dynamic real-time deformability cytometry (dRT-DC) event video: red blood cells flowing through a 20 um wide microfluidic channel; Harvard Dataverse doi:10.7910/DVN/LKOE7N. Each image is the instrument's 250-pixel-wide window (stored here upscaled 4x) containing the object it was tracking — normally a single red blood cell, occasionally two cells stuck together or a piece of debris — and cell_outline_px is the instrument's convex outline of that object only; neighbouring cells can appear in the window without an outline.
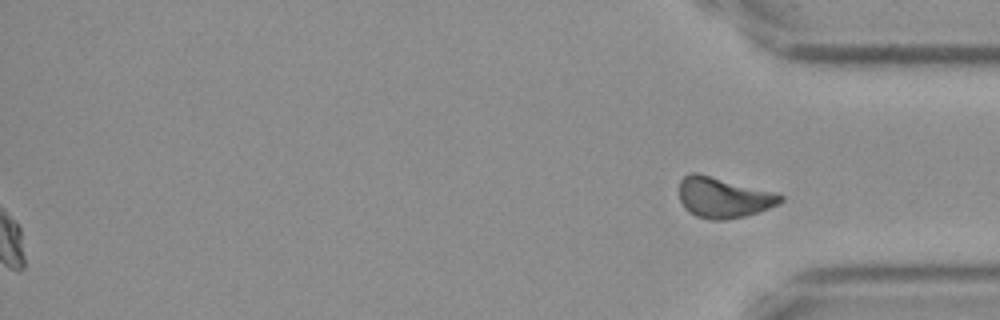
{"species": "Egyptian fruit bat (a non-hibernating species)", "species_latin": "Rousettus aegyptiacus", "temperature_condition": "cold", "stored_images_in_passage": 57, "segment_of_instrument_passage": [2, 2], "camera_frame_rate_fps": 3000, "um_per_image_px": 0.085, "frame": {"image": 1, "passage_image": 57, "time_ms": 18.667, "image_size_px": [1000, 320], "cell_outline_px": [[784, 200], [780, 204], [744, 216], [724, 220], [712, 220], [696, 216], [688, 212], [684, 208], [680, 200], [680, 180], [684, 176], [692, 172], [696, 172], [780, 192], [784, 196]], "centroid_in_image_um": [61.53, 16.77], "position_along_channel_um": 373.7, "area_um2": 24.33}}